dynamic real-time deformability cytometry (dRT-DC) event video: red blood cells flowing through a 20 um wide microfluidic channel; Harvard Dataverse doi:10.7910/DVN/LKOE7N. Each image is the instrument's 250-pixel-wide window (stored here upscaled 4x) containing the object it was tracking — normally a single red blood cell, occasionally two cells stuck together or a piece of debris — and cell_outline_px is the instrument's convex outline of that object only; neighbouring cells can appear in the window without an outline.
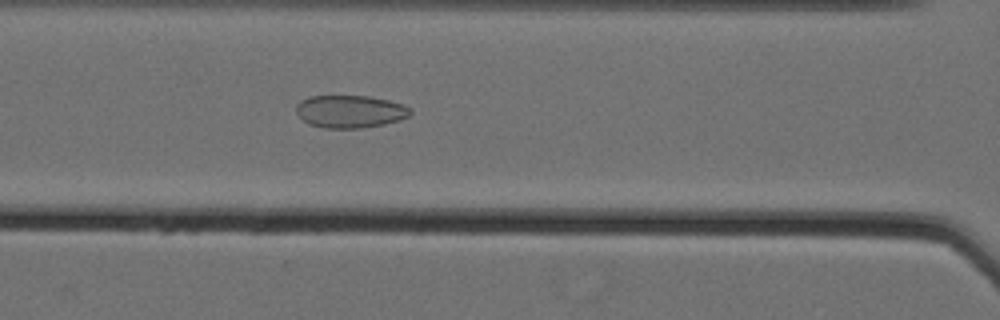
{"species": "Egyptian fruit bat (a non-hibernating species)", "species_latin": "Rousettus aegyptiacus", "temperature_condition": "cold", "stored_images_in_passage": 44, "camera_frame_rate_fps": 3000, "um_per_image_px": 0.085, "animal": {"sex": "female"}, "frame": {"image": 1, "passage_image": 14, "time_ms": 4.333, "image_size_px": [1000, 320], "cell_outline_px": [[412, 112], [408, 116], [400, 120], [384, 124], [360, 128], [324, 128], [308, 124], [296, 112], [296, 104], [300, 100], [308, 96], [368, 96], [388, 100], [404, 104], [412, 108]], "centroid_in_image_um": [29.76, 9.47], "position_along_channel_um": 136.8, "area_um2": 21.85}}
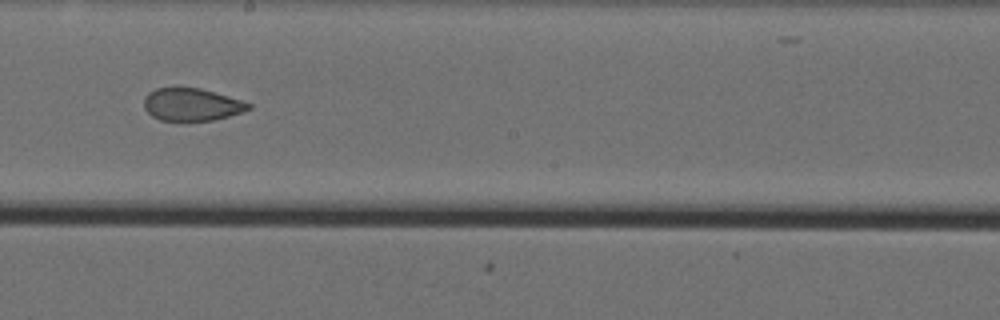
{"frame": {"image": 2, "passage_image": 22, "time_ms": 7.0, "image_size_px": [1000, 320], "cell_outline_px": [[252, 108], [244, 112], [212, 120], [160, 120], [152, 116], [144, 108], [144, 96], [148, 92], [156, 88], [176, 84], [200, 88], [228, 96], [252, 104]], "centroid_in_image_um": [16.25, 8.83], "position_along_channel_um": 231.9, "area_um2": 20.35}}
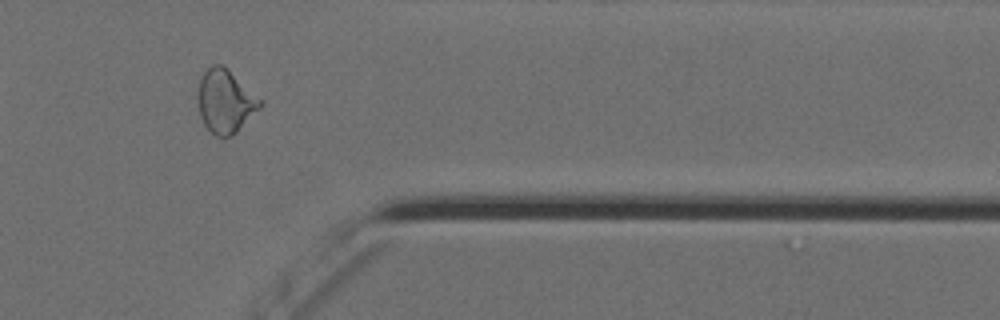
{"frame": {"image": 3, "passage_image": 36, "time_ms": 11.667, "image_size_px": [1000, 320], "cell_outline_px": [[264, 104], [236, 132], [224, 140], [216, 136], [204, 124], [200, 116], [196, 100], [200, 80], [204, 72], [212, 64], [220, 64], [228, 68], [264, 100]], "centroid_in_image_um": [19.17, 8.6], "position_along_channel_um": 392.2, "area_um2": 23.41}, "authors_computed_cell_mechanics": {"area_um2": 22.1952, "velocity_mm_per_s": 3.5622, "shape_relaxation_time_tau1_ms": null, "shape_relaxation_time_tau2_ms": 1.6529, "deformation_change_tau1": null, "deformation_change_tau2": 0.0726}}